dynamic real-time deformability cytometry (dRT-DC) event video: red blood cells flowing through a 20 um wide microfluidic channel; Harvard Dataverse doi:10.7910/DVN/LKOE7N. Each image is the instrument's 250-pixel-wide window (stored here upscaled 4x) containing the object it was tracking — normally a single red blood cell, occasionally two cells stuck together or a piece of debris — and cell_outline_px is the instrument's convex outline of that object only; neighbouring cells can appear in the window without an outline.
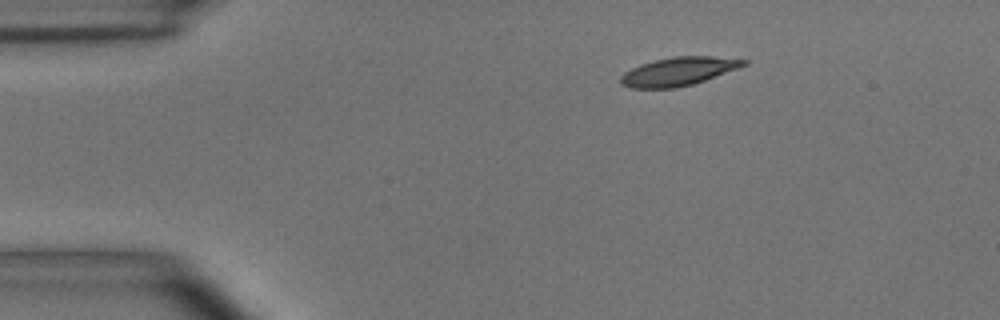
{"species": "common noctule bat (a hibernating species)", "species_latin": "Nyctalus noctula", "temperature_condition": "room temperature", "stored_images_in_passage": 46, "camera_frame_rate_fps": 3000, "um_per_image_px": 0.085, "animal": {"sex": "male", "body_mass_g": 15.6}, "frame": {"image": 1, "passage_image": 1, "time_ms": 0.0, "image_size_px": [1000, 320], "cell_outline_px": [[748, 64], [740, 68], [692, 84], [676, 88], [632, 88], [620, 84], [620, 76], [624, 72], [640, 64], [656, 60], [676, 56], [712, 56], [748, 60]], "centroid_in_image_um": [57.67, 6.07], "position_along_channel_um": 27.3, "area_um2": 20.35}}
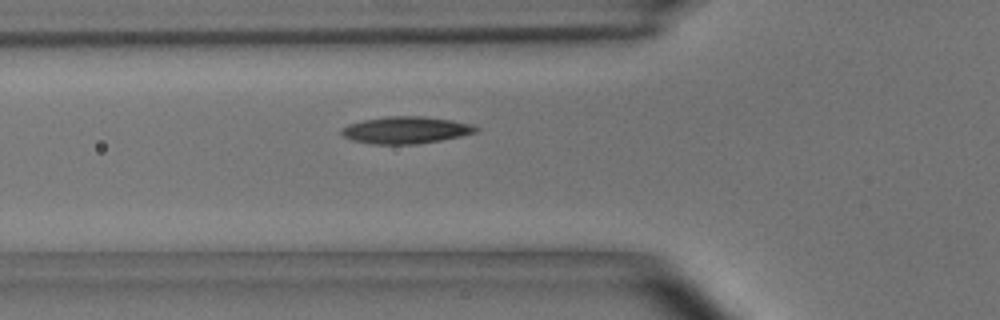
{"frame": {"image": 2, "passage_image": 11, "time_ms": 3.333, "image_size_px": [1000, 320], "cell_outline_px": [[480, 128], [476, 132], [460, 136], [440, 140], [416, 144], [372, 144], [352, 140], [344, 136], [340, 132], [340, 128], [348, 124], [360, 120], [388, 116], [424, 116], [452, 120], [472, 124]], "centroid_in_image_um": [34.47, 11.04], "position_along_channel_um": 91.3, "area_um2": 21.27}}
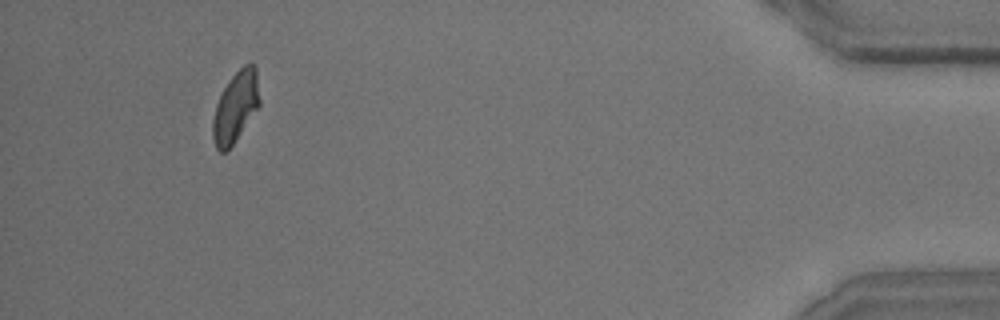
{"frame": {"image": 3, "passage_image": 43, "time_ms": 14.0, "image_size_px": [1000, 320], "cell_outline_px": [[260, 104], [232, 144], [224, 152], [220, 152], [216, 148], [212, 136], [212, 120], [216, 104], [228, 80], [244, 64], [252, 60], [256, 68], [260, 100]], "centroid_in_image_um": [20.02, 9.04], "position_along_channel_um": 415.2, "area_um2": 19.07}, "authors_computed_cell_mechanics": {"area_um2": 20.23, "velocity_mm_per_s": 3.6544, "shape_relaxation_time_tau1_ms": 3.8953, "shape_relaxation_time_tau2_ms": 3.711, "deformation_change_tau1": 0.1533, "deformation_change_tau2": 0.0983}}